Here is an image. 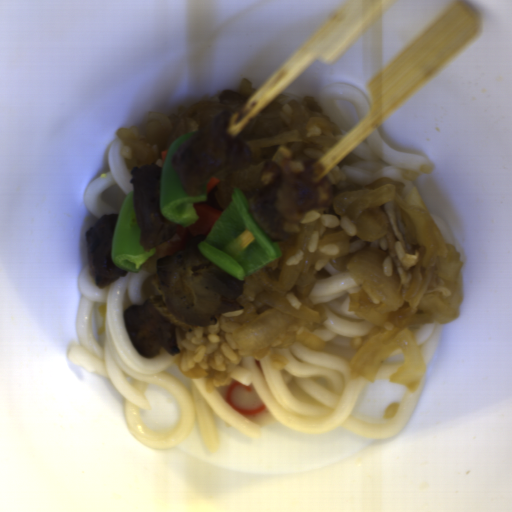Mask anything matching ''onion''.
<instances>
[{
    "mask_svg": "<svg viewBox=\"0 0 512 512\" xmlns=\"http://www.w3.org/2000/svg\"><path fill=\"white\" fill-rule=\"evenodd\" d=\"M299 227L296 246L286 254L281 264L279 281L258 270L242 280L243 290L237 302L238 309L243 312L229 317L227 322L240 324L232 336L243 352L262 351L266 347H288L296 342L317 352L325 347V341L314 333L328 320L324 306L308 299L316 284L313 268L318 260L349 254V234L342 227H325L317 220L302 223ZM312 231H317L320 236L314 254L308 253L307 247ZM329 244L338 246L339 252L335 256L319 251L320 247ZM298 249L304 252L300 263L285 265ZM290 292L302 303L301 309L297 310L286 299Z\"/></svg>",
    "mask_w": 512,
    "mask_h": 512,
    "instance_id": "6bf65262",
    "label": "onion"
},
{
    "mask_svg": "<svg viewBox=\"0 0 512 512\" xmlns=\"http://www.w3.org/2000/svg\"><path fill=\"white\" fill-rule=\"evenodd\" d=\"M297 141H301V139L296 130L266 138L248 140L243 143L246 145L251 155L258 152L260 148H263L265 146L278 145L277 152L272 157V160L279 162L288 157H292V153L287 149L286 145H289Z\"/></svg>",
    "mask_w": 512,
    "mask_h": 512,
    "instance_id": "23ac38db",
    "label": "onion"
},
{
    "mask_svg": "<svg viewBox=\"0 0 512 512\" xmlns=\"http://www.w3.org/2000/svg\"><path fill=\"white\" fill-rule=\"evenodd\" d=\"M207 371L200 364H196L191 369L182 373L183 377L188 378L190 380H200L204 376H206Z\"/></svg>",
    "mask_w": 512,
    "mask_h": 512,
    "instance_id": "275d332c",
    "label": "onion"
},
{
    "mask_svg": "<svg viewBox=\"0 0 512 512\" xmlns=\"http://www.w3.org/2000/svg\"><path fill=\"white\" fill-rule=\"evenodd\" d=\"M233 112L229 104L223 102L197 101L190 106L178 107V114L165 115L161 111H150L145 131L132 125L130 129L119 128L116 132L124 142L119 153L132 175L133 167L156 164L163 170L165 162L161 151L169 150L181 136L208 131L219 113Z\"/></svg>",
    "mask_w": 512,
    "mask_h": 512,
    "instance_id": "55239325",
    "label": "onion"
},
{
    "mask_svg": "<svg viewBox=\"0 0 512 512\" xmlns=\"http://www.w3.org/2000/svg\"><path fill=\"white\" fill-rule=\"evenodd\" d=\"M308 135L336 138L342 135L343 131L332 119L313 117L307 123Z\"/></svg>",
    "mask_w": 512,
    "mask_h": 512,
    "instance_id": "2ce2d468",
    "label": "onion"
},
{
    "mask_svg": "<svg viewBox=\"0 0 512 512\" xmlns=\"http://www.w3.org/2000/svg\"><path fill=\"white\" fill-rule=\"evenodd\" d=\"M389 201H395L411 218L417 241L426 251L408 288L397 283L393 270L390 276H384L383 250L364 247L346 264L345 269L360 288L349 295L348 313L374 325L347 368L352 378L374 383L375 374L386 359L396 350H403L405 359L389 380L412 394L426 371L416 331L425 324L444 325L458 320L463 301V258L455 247L445 243L416 187L403 195L392 186H385L348 206L346 215L360 239L373 242L387 235L388 218L380 206Z\"/></svg>",
    "mask_w": 512,
    "mask_h": 512,
    "instance_id": "06740285",
    "label": "onion"
}]
</instances>
